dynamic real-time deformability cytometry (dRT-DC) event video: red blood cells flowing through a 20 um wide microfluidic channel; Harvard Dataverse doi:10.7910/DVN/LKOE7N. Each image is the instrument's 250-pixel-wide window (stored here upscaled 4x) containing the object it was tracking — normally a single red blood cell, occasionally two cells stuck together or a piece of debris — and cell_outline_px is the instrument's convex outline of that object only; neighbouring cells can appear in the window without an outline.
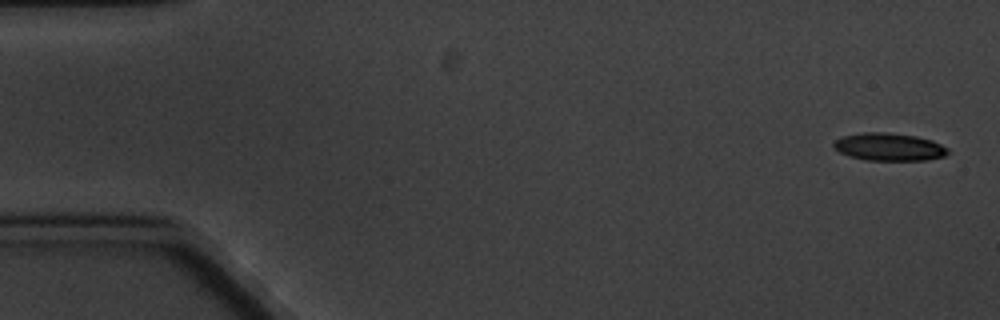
{"species": "common noctule bat (a hibernating species)", "species_latin": "Nyctalus noctula", "temperature_condition": "cold", "stored_images_in_passage": 7, "camera_frame_rate_fps": 3000, "um_per_image_px": 0.085, "animal": {"sex": "male", "body_mass_g": 20.1, "forearm_length_mm": 53.5}, "frame": {"image": 1, "passage_image": 1, "time_ms": 0.0, "image_size_px": [1000, 320], "cell_outline_px": [[948, 152], [944, 156], [928, 160], [864, 160], [848, 156], [840, 152], [832, 144], [836, 140], [844, 136], [864, 132], [884, 132], [916, 136], [932, 140], [948, 148]], "centroid_in_image_um": [75.58, 12.49], "position_along_channel_um": 9.4, "area_um2": 18.32}}
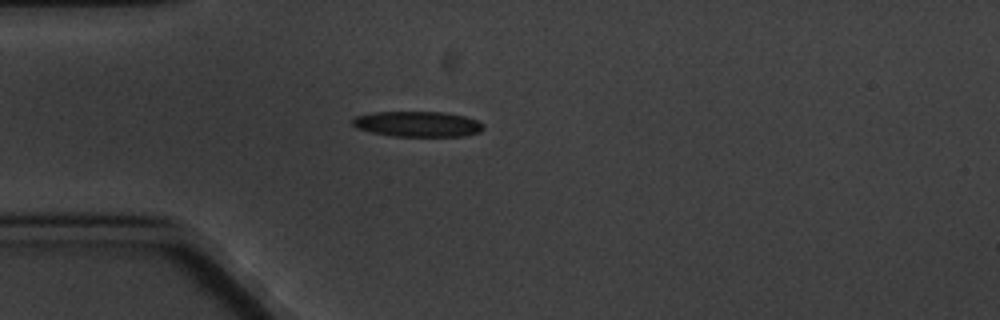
{"frame": {"image": 2, "passage_image": 5, "time_ms": 4.667, "image_size_px": [1000, 320], "cell_outline_px": [[484, 128], [480, 132], [464, 136], [392, 136], [372, 132], [356, 128], [352, 124], [352, 120], [356, 116], [372, 112], [444, 112], [464, 116], [476, 120], [484, 124]], "centroid_in_image_um": [35.5, 10.54], "position_along_channel_um": 49.5, "area_um2": 19.42}}